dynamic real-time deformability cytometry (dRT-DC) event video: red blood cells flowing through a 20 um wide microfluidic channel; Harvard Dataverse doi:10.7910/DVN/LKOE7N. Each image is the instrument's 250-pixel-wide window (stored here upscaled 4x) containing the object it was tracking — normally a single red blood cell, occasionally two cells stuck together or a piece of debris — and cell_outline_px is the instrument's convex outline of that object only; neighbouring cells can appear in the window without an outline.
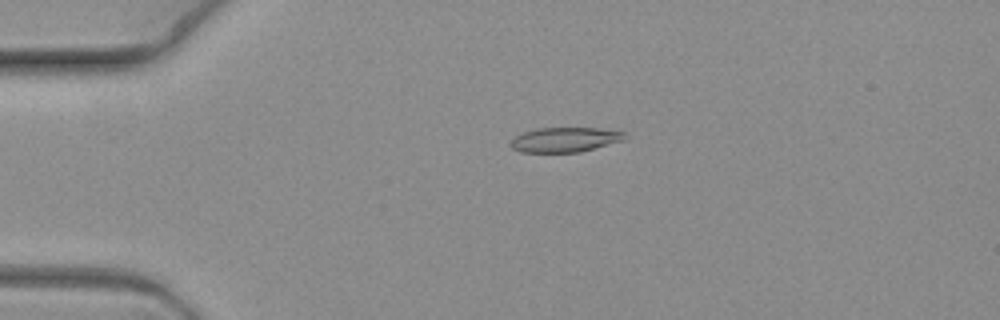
{"species": "common noctule bat (a hibernating species)", "species_latin": "Nyctalus noctula", "temperature_condition": "warm", "stored_images_in_passage": 7, "camera_frame_rate_fps": 3000, "um_per_image_px": 0.085, "animal": {"sex": "female", "body_mass_g": 19.3, "forearm_length_mm": 54.1}, "frame": {"image": 1, "passage_image": 5, "time_ms": 1.333, "image_size_px": [1000, 320], "cell_outline_px": [[628, 136], [624, 140], [580, 152], [520, 152], [512, 148], [508, 144], [516, 136], [524, 132], [536, 128], [600, 128], [624, 132]], "centroid_in_image_um": [48.02, 11.87], "position_along_channel_um": 37.0, "area_um2": 16.47}}